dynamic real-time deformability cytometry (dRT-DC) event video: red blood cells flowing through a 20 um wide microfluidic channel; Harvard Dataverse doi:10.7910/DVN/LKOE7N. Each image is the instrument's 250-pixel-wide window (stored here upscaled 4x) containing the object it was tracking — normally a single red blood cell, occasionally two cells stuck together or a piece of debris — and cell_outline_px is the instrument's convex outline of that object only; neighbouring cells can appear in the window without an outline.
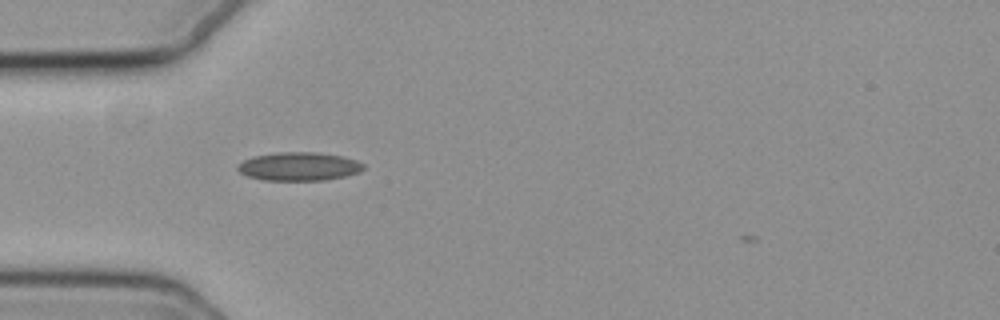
{"species": "common noctule bat (a hibernating species)", "species_latin": "Nyctalus noctula", "temperature_condition": "cold", "stored_images_in_passage": 38, "camera_frame_rate_fps": 3000, "um_per_image_px": 0.085, "animal": {"sex": "female", "body_mass_g": 19.3, "forearm_length_mm": 54.1}, "frame": {"image": 1, "passage_image": 3, "time_ms": 0.667, "image_size_px": [1000, 320], "cell_outline_px": [[364, 168], [360, 172], [344, 176], [324, 180], [264, 180], [248, 176], [240, 172], [236, 168], [244, 160], [252, 156], [280, 152], [316, 152], [344, 156], [356, 160], [364, 164]], "centroid_in_image_um": [25.43, 14.14], "position_along_channel_um": 59.6, "area_um2": 20.81}}
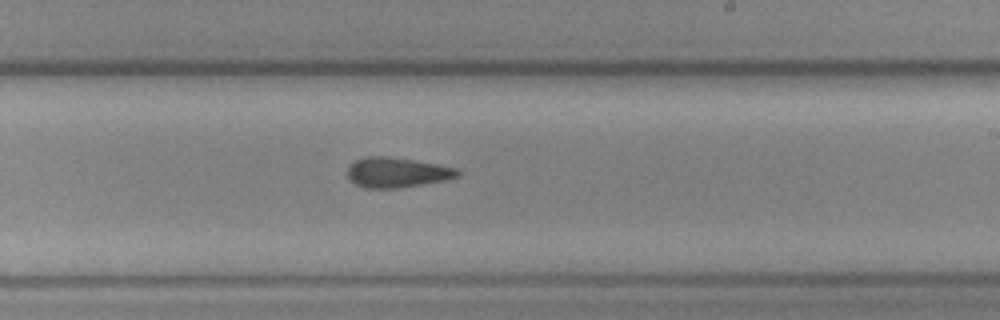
{"frame": {"image": 2, "passage_image": 19, "time_ms": 6.0, "image_size_px": [1000, 320], "cell_outline_px": [[460, 176], [448, 180], [400, 188], [364, 188], [356, 184], [348, 176], [348, 164], [356, 160], [368, 156], [388, 156], [436, 164], [456, 168], [460, 172]], "centroid_in_image_um": [33.76, 14.66], "position_along_channel_um": 255.2, "area_um2": 19.31}}
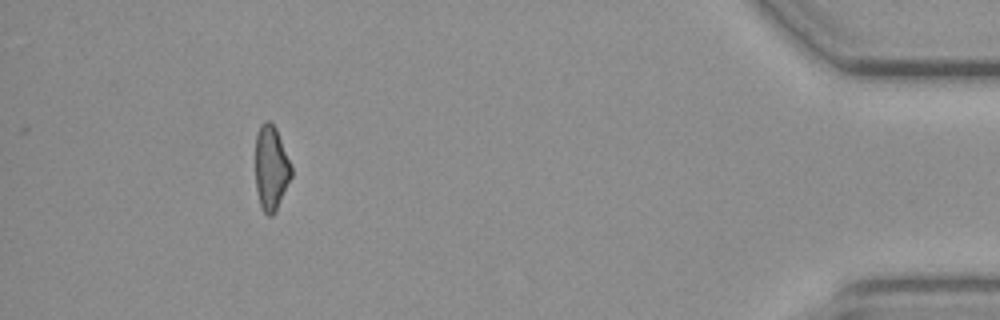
{"frame": {"image": 3, "passage_image": 37, "time_ms": 12.0, "image_size_px": [1000, 320], "cell_outline_px": [[292, 176], [276, 212], [272, 216], [268, 216], [264, 212], [260, 204], [256, 188], [256, 132], [260, 124], [264, 120], [268, 120], [276, 128], [292, 168]], "centroid_in_image_um": [23.04, 14.28], "position_along_channel_um": 412.2, "area_um2": 17.74}, "authors_computed_cell_mechanics": {"area_um2": 19.2474, "velocity_mm_per_s": 3.7235, "shape_relaxation_time_tau1_ms": 4.437, "shape_relaxation_time_tau2_ms": 4.9232, "deformation_change_tau1": 0.1196, "deformation_change_tau2": 0.1405}}